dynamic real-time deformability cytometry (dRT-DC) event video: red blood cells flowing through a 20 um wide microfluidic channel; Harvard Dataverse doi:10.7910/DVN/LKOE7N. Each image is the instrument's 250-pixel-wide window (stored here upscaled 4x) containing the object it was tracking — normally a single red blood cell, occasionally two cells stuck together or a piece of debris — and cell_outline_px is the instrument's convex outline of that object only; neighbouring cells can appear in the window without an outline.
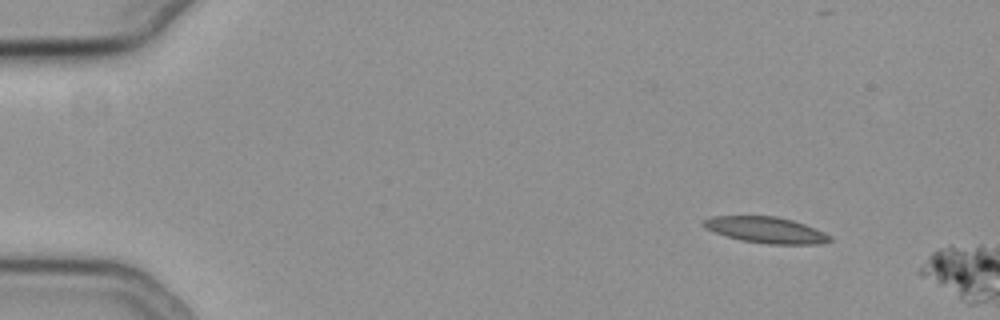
{"species": "common noctule bat (a hibernating species)", "species_latin": "Nyctalus noctula", "temperature_condition": "cold", "stored_images_in_passage": 10, "camera_frame_rate_fps": 3000, "um_per_image_px": 0.085, "animal": {"sex": "female", "body_mass_g": 19.3, "forearm_length_mm": 54.1}, "frame": {"image": 1, "passage_image": 6, "time_ms": 1.667, "image_size_px": [1000, 320], "cell_outline_px": [[832, 240], [816, 244], [768, 244], [740, 240], [704, 228], [700, 224], [704, 220], [712, 216], [776, 216], [792, 220], [804, 224], [824, 232], [832, 236]], "centroid_in_image_um": [65.09, 19.54], "position_along_channel_um": 19.9, "area_um2": 19.13}}